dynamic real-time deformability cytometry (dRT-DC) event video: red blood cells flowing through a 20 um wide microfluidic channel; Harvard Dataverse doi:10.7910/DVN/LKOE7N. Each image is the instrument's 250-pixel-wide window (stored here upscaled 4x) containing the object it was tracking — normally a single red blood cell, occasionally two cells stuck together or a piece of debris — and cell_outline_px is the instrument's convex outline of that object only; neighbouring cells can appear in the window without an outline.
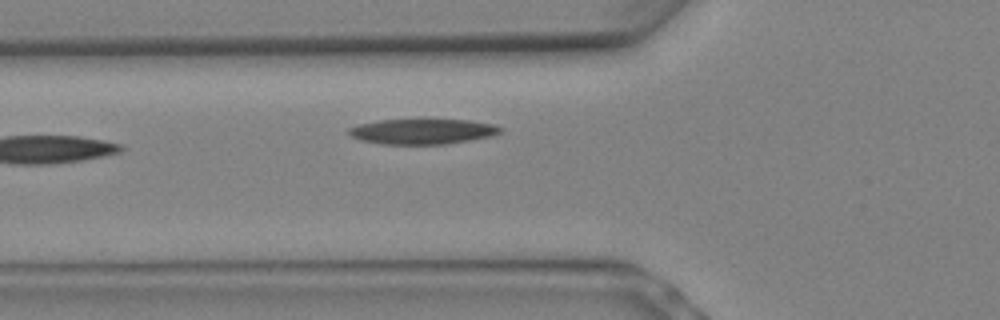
{"species": "Egyptian fruit bat (a non-hibernating species)", "species_latin": "Rousettus aegyptiacus", "temperature_condition": "warm", "stored_images_in_passage": 5, "camera_frame_rate_fps": 3000, "um_per_image_px": 0.085, "animal": {"sex": "female"}, "frame": {"image": 1, "passage_image": 5, "time_ms": 1.333, "image_size_px": [1000, 320], "cell_outline_px": [[504, 128], [500, 132], [492, 136], [444, 144], [384, 144], [360, 140], [352, 136], [348, 132], [348, 128], [360, 124], [380, 120], [424, 116], [468, 120], [496, 124]], "centroid_in_image_um": [35.95, 11.11], "position_along_channel_um": 89.9, "area_um2": 23.41}}